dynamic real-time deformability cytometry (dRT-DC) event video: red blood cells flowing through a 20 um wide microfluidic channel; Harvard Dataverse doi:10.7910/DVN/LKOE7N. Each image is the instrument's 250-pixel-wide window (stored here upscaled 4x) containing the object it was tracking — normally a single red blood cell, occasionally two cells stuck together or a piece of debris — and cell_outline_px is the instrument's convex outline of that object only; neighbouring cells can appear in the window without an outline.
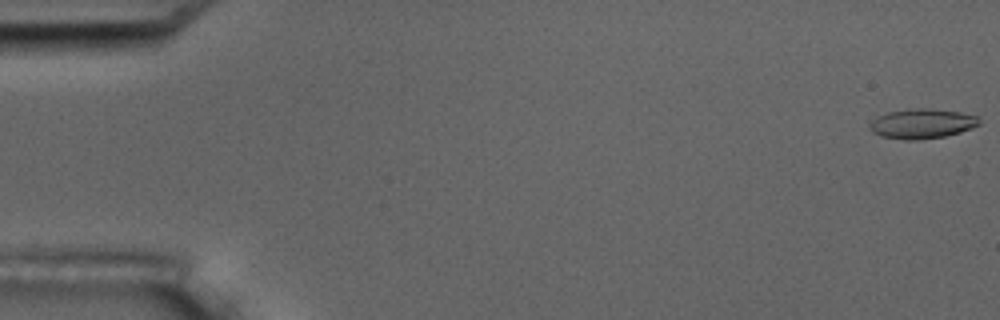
{"species": "common noctule bat (a hibernating species)", "species_latin": "Nyctalus noctula", "temperature_condition": "room temperature", "stored_images_in_passage": 8, "camera_frame_rate_fps": 3000, "um_per_image_px": 0.085, "animal": {"sex": "male", "body_mass_g": 17.5, "forearm_length_mm": 52.3}, "frame": {"image": 1, "passage_image": 1, "time_ms": 0.0, "image_size_px": [1000, 320], "cell_outline_px": [[980, 124], [972, 128], [960, 132], [944, 136], [916, 140], [904, 140], [880, 136], [872, 132], [868, 128], [868, 124], [876, 116], [888, 112], [908, 108], [932, 108], [960, 112], [976, 116], [980, 120]], "centroid_in_image_um": [78.32, 10.5], "position_along_channel_um": 6.7, "area_um2": 19.25}}
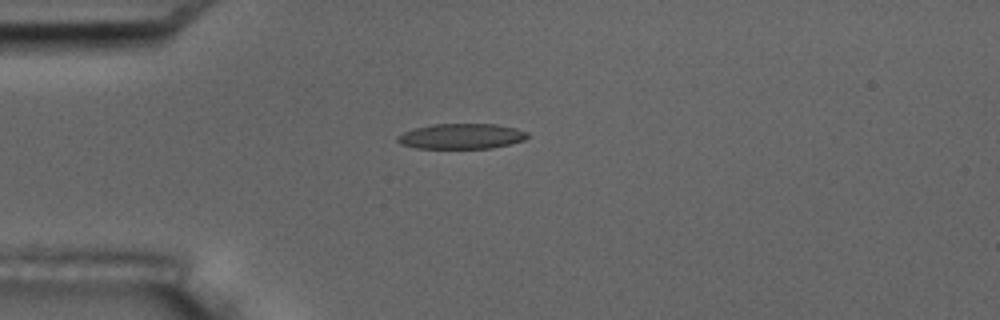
{"frame": {"image": 2, "passage_image": 5, "time_ms": 4.667, "image_size_px": [1000, 320], "cell_outline_px": [[528, 136], [524, 140], [492, 148], [416, 148], [400, 144], [396, 140], [396, 136], [404, 132], [416, 128], [432, 124], [496, 124], [516, 128], [528, 132]], "centroid_in_image_um": [39.21, 11.58], "position_along_channel_um": 45.8, "area_um2": 19.13}}